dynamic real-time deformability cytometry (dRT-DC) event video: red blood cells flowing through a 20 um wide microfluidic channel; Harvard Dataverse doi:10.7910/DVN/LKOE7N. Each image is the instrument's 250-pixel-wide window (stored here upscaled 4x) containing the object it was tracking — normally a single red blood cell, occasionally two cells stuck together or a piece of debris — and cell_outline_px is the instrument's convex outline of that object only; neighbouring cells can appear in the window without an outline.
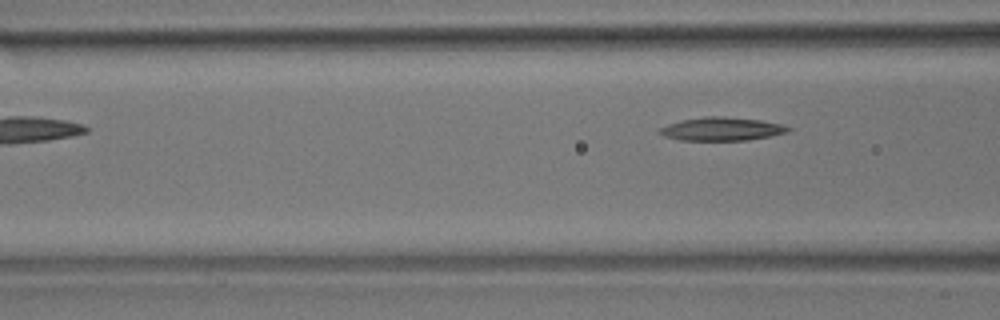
{"species": "common noctule bat (a hibernating species)", "species_latin": "Nyctalus noctula", "temperature_condition": "room temperature", "stored_images_in_passage": 5, "camera_frame_rate_fps": 3000, "um_per_image_px": 0.085, "animal": {"sex": "male", "body_mass_g": 17.9}, "frame": {"image": 1, "passage_image": 5, "time_ms": 5.0, "image_size_px": [1000, 320], "cell_outline_px": [[792, 128], [788, 132], [772, 136], [748, 140], [680, 140], [664, 136], [656, 132], [660, 128], [668, 124], [684, 120], [708, 116], [724, 116], [760, 120], [780, 124]], "centroid_in_image_um": [61.35, 10.97], "position_along_channel_um": 105.2, "area_um2": 17.4}}